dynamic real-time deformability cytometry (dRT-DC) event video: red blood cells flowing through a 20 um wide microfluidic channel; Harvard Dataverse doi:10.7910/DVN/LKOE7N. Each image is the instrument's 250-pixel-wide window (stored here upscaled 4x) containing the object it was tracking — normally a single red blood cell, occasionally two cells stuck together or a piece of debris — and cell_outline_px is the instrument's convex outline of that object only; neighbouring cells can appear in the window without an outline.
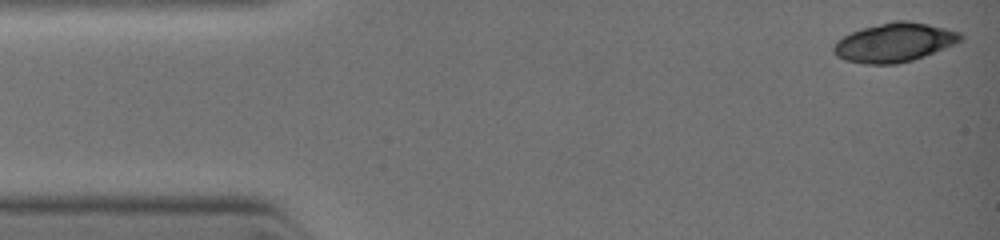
{"species": "common noctule bat (a hibernating species)", "species_latin": "Nyctalus noctula", "temperature_condition": "warm", "stored_images_in_passage": 2, "camera_frame_rate_fps": 3000, "um_per_image_px": 0.085, "animal": {"sex": "female", "body_mass_g": 19.0, "forearm_length_mm": 51.5}, "frame": {"image": 1, "passage_image": 1, "time_ms": 0.0, "image_size_px": [1000, 240], "cell_outline_px": [[964, 40], [924, 56], [912, 60], [896, 64], [864, 64], [844, 60], [836, 56], [832, 52], [832, 48], [836, 40], [860, 28], [892, 20], [908, 20], [928, 24], [960, 32], [964, 36]], "centroid_in_image_um": [75.99, 3.6], "position_along_channel_um": 9.0, "area_um2": 29.07}}